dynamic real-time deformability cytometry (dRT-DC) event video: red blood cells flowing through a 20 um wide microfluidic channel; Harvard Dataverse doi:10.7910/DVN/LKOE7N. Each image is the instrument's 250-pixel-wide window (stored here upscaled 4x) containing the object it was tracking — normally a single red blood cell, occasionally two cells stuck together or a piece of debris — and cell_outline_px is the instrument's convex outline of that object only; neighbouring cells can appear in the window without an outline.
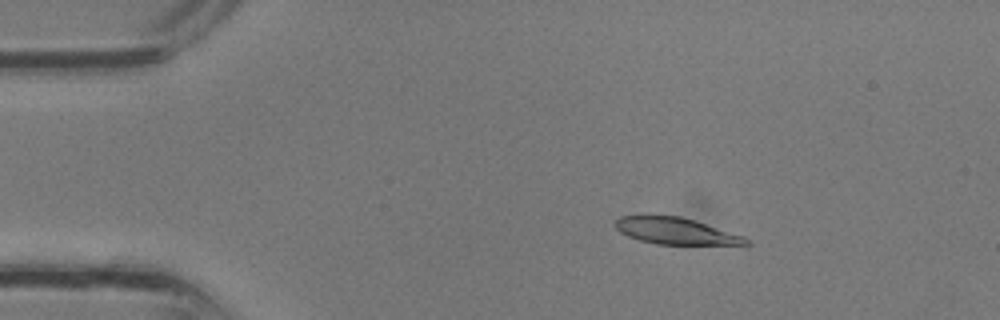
{"species": "common noctule bat (a hibernating species)", "species_latin": "Nyctalus noctula", "temperature_condition": "room temperature", "stored_images_in_passage": 34, "camera_frame_rate_fps": 3000, "um_per_image_px": 0.085, "animal": {"sex": "male", "body_mass_g": 13.3}, "frame": {"image": 1, "passage_image": 5, "time_ms": 1.333, "image_size_px": [1000, 320], "cell_outline_px": [[752, 244], [656, 244], [640, 240], [628, 236], [620, 232], [612, 224], [620, 216], [640, 212], [644, 212], [680, 216], [696, 220], [744, 236]], "centroid_in_image_um": [57.31, 19.57], "position_along_channel_um": 27.7, "area_um2": 20.98}}
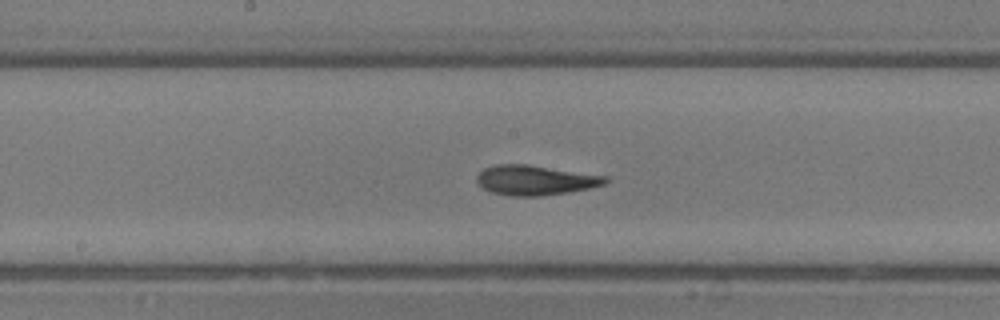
{"frame": {"image": 2, "passage_image": 17, "time_ms": 5.333, "image_size_px": [1000, 320], "cell_outline_px": [[612, 180], [604, 184], [588, 188], [568, 192], [540, 196], [512, 196], [492, 192], [484, 188], [476, 180], [476, 176], [484, 168], [496, 164], [528, 164], [608, 176]], "centroid_in_image_um": [45.52, 15.3], "position_along_channel_um": 202.7, "area_um2": 22.37}}
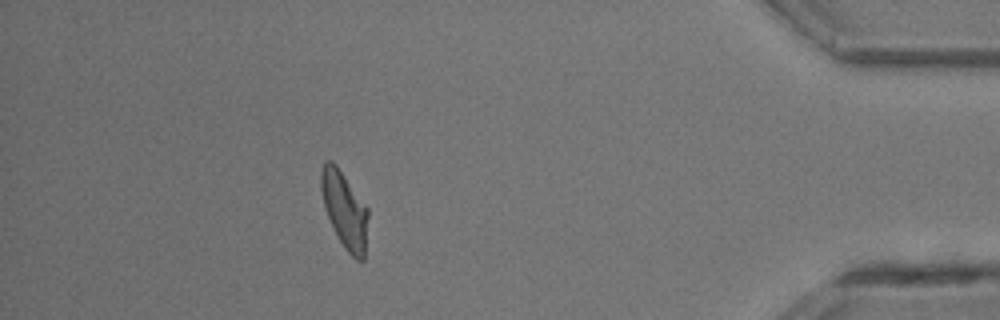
{"frame": {"image": 3, "passage_image": 30, "time_ms": 9.667, "image_size_px": [1000, 320], "cell_outline_px": [[368, 216], [364, 260], [356, 260], [344, 248], [324, 208], [320, 188], [320, 172], [324, 160], [332, 160], [336, 164], [368, 208]], "centroid_in_image_um": [29.27, 17.8], "position_along_channel_um": 405.9, "area_um2": 20.87}}